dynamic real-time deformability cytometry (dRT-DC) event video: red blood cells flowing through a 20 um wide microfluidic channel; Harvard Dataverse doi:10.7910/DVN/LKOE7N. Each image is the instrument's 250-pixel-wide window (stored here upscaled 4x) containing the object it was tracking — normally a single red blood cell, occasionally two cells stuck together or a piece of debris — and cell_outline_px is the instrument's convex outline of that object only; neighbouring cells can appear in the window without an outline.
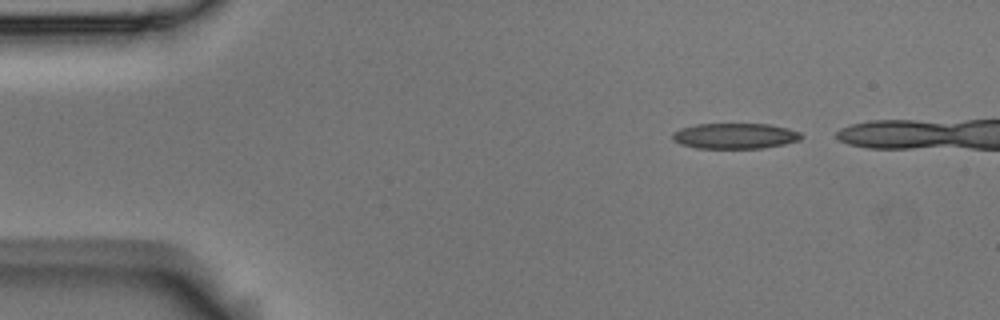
{"species": "Egyptian fruit bat (a non-hibernating species)", "species_latin": "Rousettus aegyptiacus", "temperature_condition": "room temperature", "stored_images_in_passage": 4, "camera_frame_rate_fps": 3000, "um_per_image_px": 0.085, "animal": {"sex": "male"}, "frame": {"image": 1, "passage_image": 1, "time_ms": 0.0, "image_size_px": [1000, 320], "cell_outline_px": [[804, 136], [800, 140], [784, 144], [760, 148], [696, 148], [680, 144], [672, 140], [672, 132], [680, 128], [696, 124], [768, 124], [788, 128], [800, 132]], "centroid_in_image_um": [62.45, 11.55], "position_along_channel_um": 22.5, "area_um2": 19.31}}